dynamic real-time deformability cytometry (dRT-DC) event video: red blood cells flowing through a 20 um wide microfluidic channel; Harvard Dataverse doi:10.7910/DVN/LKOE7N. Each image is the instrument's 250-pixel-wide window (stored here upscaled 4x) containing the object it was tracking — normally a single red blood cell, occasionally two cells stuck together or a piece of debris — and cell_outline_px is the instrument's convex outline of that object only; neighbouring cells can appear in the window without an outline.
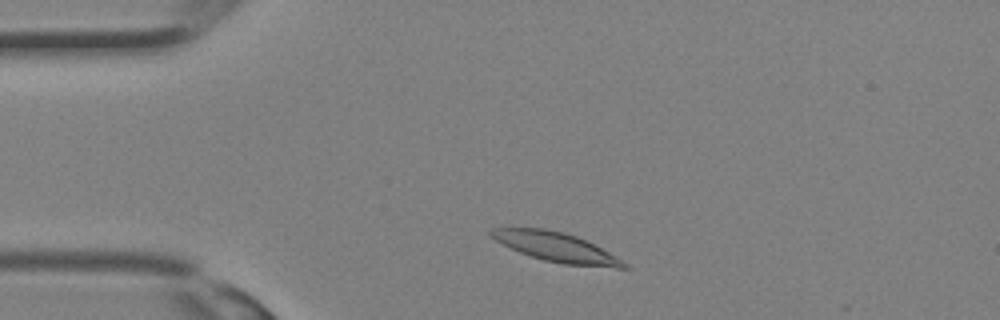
{"species": "Egyptian fruit bat (a non-hibernating species)", "species_latin": "Rousettus aegyptiacus", "temperature_condition": "room temperature", "stored_images_in_passage": 28, "camera_frame_rate_fps": 3000, "um_per_image_px": 0.085, "animal": {"sex": "female"}, "frame": {"image": 1, "passage_image": 3, "time_ms": 0.667, "image_size_px": [1000, 320], "cell_outline_px": [[628, 268], [616, 268], [564, 264], [544, 260], [520, 252], [496, 240], [488, 232], [492, 228], [544, 228], [564, 232], [576, 236], [608, 252], [628, 264]], "centroid_in_image_um": [47.28, 21.0], "position_along_channel_um": 37.7, "area_um2": 22.2}}
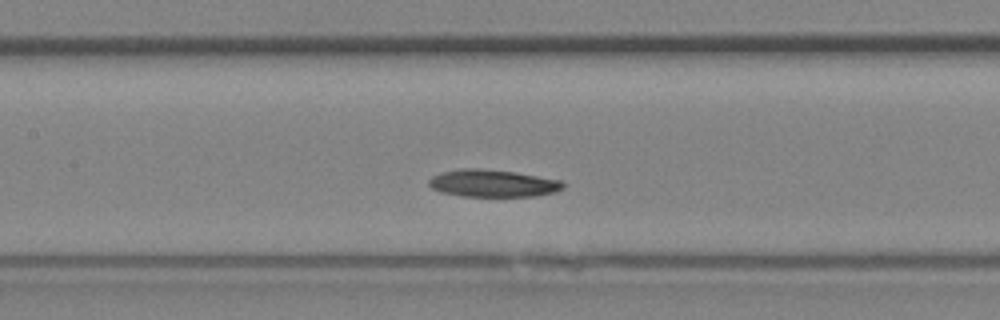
{"frame": {"image": 2, "passage_image": 11, "time_ms": 3.333, "image_size_px": [1000, 320], "cell_outline_px": [[564, 188], [556, 192], [536, 196], [464, 196], [440, 192], [432, 188], [428, 184], [428, 180], [432, 176], [440, 172], [460, 168], [480, 168], [516, 172], [560, 180], [564, 184]], "centroid_in_image_um": [41.87, 15.57], "position_along_channel_um": 165.5, "area_um2": 21.5}}
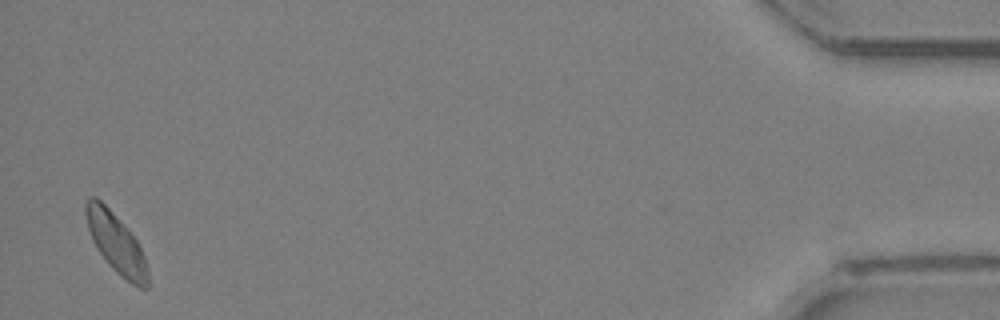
{"frame": {"image": 3, "passage_image": 28, "time_ms": 9.0, "image_size_px": [1000, 320], "cell_outline_px": [[148, 288], [140, 288], [132, 284], [120, 276], [108, 264], [92, 240], [88, 228], [84, 212], [84, 204], [88, 196], [96, 196], [128, 228], [136, 240], [144, 256], [148, 268]], "centroid_in_image_um": [9.86, 20.65], "position_along_channel_um": 425.3, "area_um2": 21.56}}